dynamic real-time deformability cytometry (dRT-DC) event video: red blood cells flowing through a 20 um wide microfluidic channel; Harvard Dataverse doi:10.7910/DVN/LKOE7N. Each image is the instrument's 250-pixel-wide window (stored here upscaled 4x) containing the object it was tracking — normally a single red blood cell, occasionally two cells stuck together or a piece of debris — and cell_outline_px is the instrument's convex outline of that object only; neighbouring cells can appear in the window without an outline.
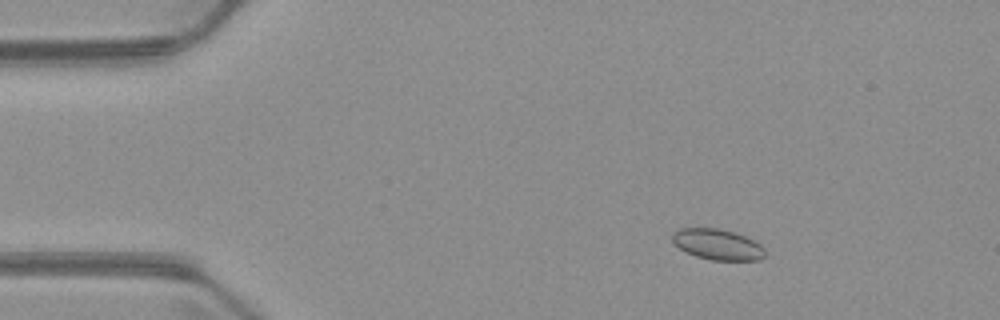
{"species": "common noctule bat (a hibernating species)", "species_latin": "Nyctalus noctula", "temperature_condition": "warm", "stored_images_in_passage": 5, "camera_frame_rate_fps": 3000, "um_per_image_px": 0.085, "animal": {"sex": "male", "body_mass_g": 23.1, "forearm_length_mm": 52.7}, "frame": {"image": 1, "passage_image": 2, "time_ms": 2.333, "image_size_px": [1000, 320], "cell_outline_px": [[764, 256], [760, 260], [712, 260], [696, 256], [680, 248], [672, 240], [672, 232], [680, 228], [720, 228], [736, 232], [760, 244], [764, 248]], "centroid_in_image_um": [60.99, 20.76], "position_along_channel_um": 24.0, "area_um2": 16.53}}